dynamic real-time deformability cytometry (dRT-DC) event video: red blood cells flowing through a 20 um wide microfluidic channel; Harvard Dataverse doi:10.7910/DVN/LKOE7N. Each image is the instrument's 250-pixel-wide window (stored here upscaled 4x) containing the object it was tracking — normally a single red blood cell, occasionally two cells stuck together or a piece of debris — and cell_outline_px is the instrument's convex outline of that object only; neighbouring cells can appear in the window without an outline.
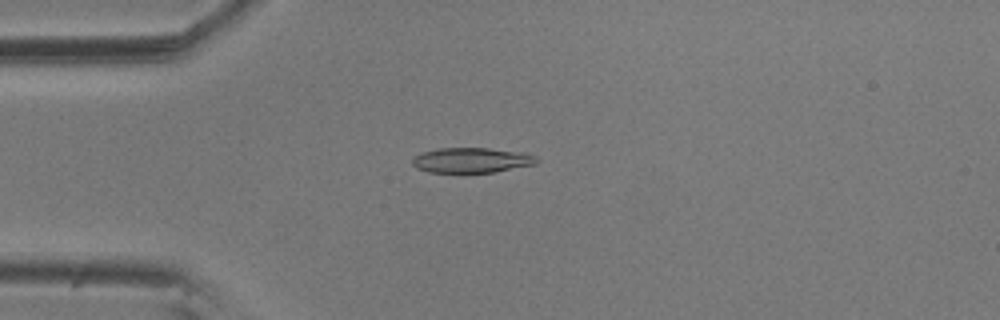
{"species": "common noctule bat (a hibernating species)", "species_latin": "Nyctalus noctula", "temperature_condition": "room temperature", "stored_images_in_passage": 8, "camera_frame_rate_fps": 3000, "um_per_image_px": 0.085, "animal": {"sex": "male", "body_mass_g": 20.5, "forearm_length_mm": 52.5}, "frame": {"image": 1, "passage_image": 4, "time_ms": 1.0, "image_size_px": [1000, 320], "cell_outline_px": [[540, 160], [536, 164], [492, 172], [428, 172], [416, 168], [412, 164], [412, 160], [416, 156], [424, 152], [436, 148], [488, 148], [524, 152], [536, 156]], "centroid_in_image_um": [40.11, 13.61], "position_along_channel_um": 44.9, "area_um2": 18.15}}
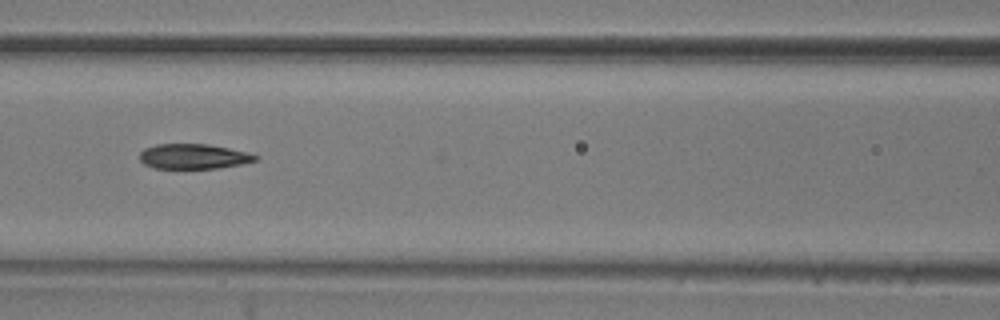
{"frame": {"image": 2, "passage_image": 7, "time_ms": 2.0, "image_size_px": [1000, 320], "cell_outline_px": [[260, 156], [256, 160], [240, 164], [216, 168], [152, 168], [144, 164], [140, 160], [140, 152], [144, 148], [156, 144], [208, 144], [248, 152]], "centroid_in_image_um": [16.43, 13.29], "position_along_channel_um": 150.2, "area_um2": 16.82}}
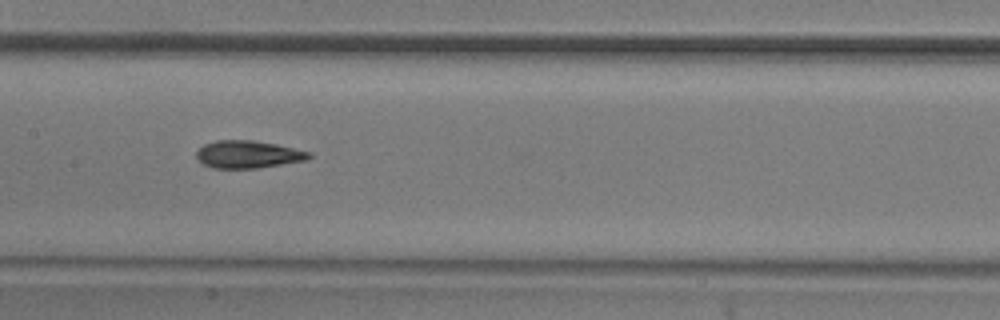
{"frame": {"image": 3, "passage_image": 8, "time_ms": 2.333, "image_size_px": [1000, 320], "cell_outline_px": [[312, 156], [308, 160], [256, 168], [212, 168], [204, 164], [196, 156], [196, 152], [204, 144], [216, 140], [252, 140], [276, 144], [312, 152]], "centroid_in_image_um": [21.11, 13.12], "position_along_channel_um": 186.3, "area_um2": 18.03}}